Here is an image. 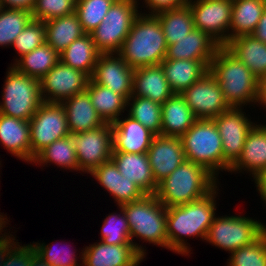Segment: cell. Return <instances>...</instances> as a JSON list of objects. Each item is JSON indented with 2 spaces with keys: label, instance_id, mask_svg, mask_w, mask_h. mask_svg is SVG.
I'll list each match as a JSON object with an SVG mask.
<instances>
[{
  "label": "cell",
  "instance_id": "9c48e42d",
  "mask_svg": "<svg viewBox=\"0 0 266 266\" xmlns=\"http://www.w3.org/2000/svg\"><path fill=\"white\" fill-rule=\"evenodd\" d=\"M138 0H116L98 27L90 33L100 53H118L139 11Z\"/></svg>",
  "mask_w": 266,
  "mask_h": 266
},
{
  "label": "cell",
  "instance_id": "e575fe53",
  "mask_svg": "<svg viewBox=\"0 0 266 266\" xmlns=\"http://www.w3.org/2000/svg\"><path fill=\"white\" fill-rule=\"evenodd\" d=\"M99 55L91 35L84 34L60 53V61L91 77Z\"/></svg>",
  "mask_w": 266,
  "mask_h": 266
},
{
  "label": "cell",
  "instance_id": "f1b7e54d",
  "mask_svg": "<svg viewBox=\"0 0 266 266\" xmlns=\"http://www.w3.org/2000/svg\"><path fill=\"white\" fill-rule=\"evenodd\" d=\"M160 65L174 94H181L209 71V68L198 60L164 59Z\"/></svg>",
  "mask_w": 266,
  "mask_h": 266
},
{
  "label": "cell",
  "instance_id": "44dd1931",
  "mask_svg": "<svg viewBox=\"0 0 266 266\" xmlns=\"http://www.w3.org/2000/svg\"><path fill=\"white\" fill-rule=\"evenodd\" d=\"M257 122L247 134L242 154L230 168L231 174H249L251 179L261 171L266 170V120Z\"/></svg>",
  "mask_w": 266,
  "mask_h": 266
},
{
  "label": "cell",
  "instance_id": "d6986e66",
  "mask_svg": "<svg viewBox=\"0 0 266 266\" xmlns=\"http://www.w3.org/2000/svg\"><path fill=\"white\" fill-rule=\"evenodd\" d=\"M155 136L140 122L124 113L112 123V152L147 153Z\"/></svg>",
  "mask_w": 266,
  "mask_h": 266
},
{
  "label": "cell",
  "instance_id": "30bf717a",
  "mask_svg": "<svg viewBox=\"0 0 266 266\" xmlns=\"http://www.w3.org/2000/svg\"><path fill=\"white\" fill-rule=\"evenodd\" d=\"M31 163L54 141L70 135L65 108L61 103L42 102L29 120Z\"/></svg>",
  "mask_w": 266,
  "mask_h": 266
},
{
  "label": "cell",
  "instance_id": "7402d4cb",
  "mask_svg": "<svg viewBox=\"0 0 266 266\" xmlns=\"http://www.w3.org/2000/svg\"><path fill=\"white\" fill-rule=\"evenodd\" d=\"M219 47L207 33L194 28L187 36L167 47L165 59L198 60L209 68Z\"/></svg>",
  "mask_w": 266,
  "mask_h": 266
},
{
  "label": "cell",
  "instance_id": "60d3db41",
  "mask_svg": "<svg viewBox=\"0 0 266 266\" xmlns=\"http://www.w3.org/2000/svg\"><path fill=\"white\" fill-rule=\"evenodd\" d=\"M116 0H77L75 13L86 34L93 32Z\"/></svg>",
  "mask_w": 266,
  "mask_h": 266
},
{
  "label": "cell",
  "instance_id": "8992f818",
  "mask_svg": "<svg viewBox=\"0 0 266 266\" xmlns=\"http://www.w3.org/2000/svg\"><path fill=\"white\" fill-rule=\"evenodd\" d=\"M185 160L205 167L218 180L224 172L222 140L213 119H197L180 137Z\"/></svg>",
  "mask_w": 266,
  "mask_h": 266
},
{
  "label": "cell",
  "instance_id": "ab89813d",
  "mask_svg": "<svg viewBox=\"0 0 266 266\" xmlns=\"http://www.w3.org/2000/svg\"><path fill=\"white\" fill-rule=\"evenodd\" d=\"M107 214L100 230V240L108 245H133L130 239V228L122 206ZM117 211H119L117 213Z\"/></svg>",
  "mask_w": 266,
  "mask_h": 266
},
{
  "label": "cell",
  "instance_id": "681fc988",
  "mask_svg": "<svg viewBox=\"0 0 266 266\" xmlns=\"http://www.w3.org/2000/svg\"><path fill=\"white\" fill-rule=\"evenodd\" d=\"M252 179L257 190L256 192L260 196L262 206L264 204V209L266 206V170L256 174Z\"/></svg>",
  "mask_w": 266,
  "mask_h": 266
},
{
  "label": "cell",
  "instance_id": "ffe728a7",
  "mask_svg": "<svg viewBox=\"0 0 266 266\" xmlns=\"http://www.w3.org/2000/svg\"><path fill=\"white\" fill-rule=\"evenodd\" d=\"M145 259L134 245H108L97 241L83 248L82 266H140Z\"/></svg>",
  "mask_w": 266,
  "mask_h": 266
},
{
  "label": "cell",
  "instance_id": "c3c4849f",
  "mask_svg": "<svg viewBox=\"0 0 266 266\" xmlns=\"http://www.w3.org/2000/svg\"><path fill=\"white\" fill-rule=\"evenodd\" d=\"M36 0H0L2 8L32 11Z\"/></svg>",
  "mask_w": 266,
  "mask_h": 266
},
{
  "label": "cell",
  "instance_id": "f6af8a7d",
  "mask_svg": "<svg viewBox=\"0 0 266 266\" xmlns=\"http://www.w3.org/2000/svg\"><path fill=\"white\" fill-rule=\"evenodd\" d=\"M36 253L31 242L21 244L16 238L0 249V266H31V259Z\"/></svg>",
  "mask_w": 266,
  "mask_h": 266
},
{
  "label": "cell",
  "instance_id": "f35d334b",
  "mask_svg": "<svg viewBox=\"0 0 266 266\" xmlns=\"http://www.w3.org/2000/svg\"><path fill=\"white\" fill-rule=\"evenodd\" d=\"M31 20L30 11L2 8L0 11V47L11 48L17 36Z\"/></svg>",
  "mask_w": 266,
  "mask_h": 266
},
{
  "label": "cell",
  "instance_id": "b9f144b4",
  "mask_svg": "<svg viewBox=\"0 0 266 266\" xmlns=\"http://www.w3.org/2000/svg\"><path fill=\"white\" fill-rule=\"evenodd\" d=\"M226 266H266V232L250 245L234 250Z\"/></svg>",
  "mask_w": 266,
  "mask_h": 266
},
{
  "label": "cell",
  "instance_id": "4316f807",
  "mask_svg": "<svg viewBox=\"0 0 266 266\" xmlns=\"http://www.w3.org/2000/svg\"><path fill=\"white\" fill-rule=\"evenodd\" d=\"M224 47L257 77L266 75V43L253 35L230 39Z\"/></svg>",
  "mask_w": 266,
  "mask_h": 266
},
{
  "label": "cell",
  "instance_id": "836d02e7",
  "mask_svg": "<svg viewBox=\"0 0 266 266\" xmlns=\"http://www.w3.org/2000/svg\"><path fill=\"white\" fill-rule=\"evenodd\" d=\"M33 166L49 167L54 164L60 169L79 173L77 154L70 136L58 139L41 150L33 159ZM49 165V166H48Z\"/></svg>",
  "mask_w": 266,
  "mask_h": 266
},
{
  "label": "cell",
  "instance_id": "484cf974",
  "mask_svg": "<svg viewBox=\"0 0 266 266\" xmlns=\"http://www.w3.org/2000/svg\"><path fill=\"white\" fill-rule=\"evenodd\" d=\"M61 104L65 108L70 133L93 130L105 124L86 91L66 99Z\"/></svg>",
  "mask_w": 266,
  "mask_h": 266
},
{
  "label": "cell",
  "instance_id": "d590c367",
  "mask_svg": "<svg viewBox=\"0 0 266 266\" xmlns=\"http://www.w3.org/2000/svg\"><path fill=\"white\" fill-rule=\"evenodd\" d=\"M155 16L161 24L168 46L187 36L195 28L193 14L188 4L159 12Z\"/></svg>",
  "mask_w": 266,
  "mask_h": 266
},
{
  "label": "cell",
  "instance_id": "277c9868",
  "mask_svg": "<svg viewBox=\"0 0 266 266\" xmlns=\"http://www.w3.org/2000/svg\"><path fill=\"white\" fill-rule=\"evenodd\" d=\"M122 208L129 224L131 243L144 258L148 254L144 242L168 249L166 207L155 194H146L138 201L122 205ZM135 239H139V243Z\"/></svg>",
  "mask_w": 266,
  "mask_h": 266
},
{
  "label": "cell",
  "instance_id": "7dc6e473",
  "mask_svg": "<svg viewBox=\"0 0 266 266\" xmlns=\"http://www.w3.org/2000/svg\"><path fill=\"white\" fill-rule=\"evenodd\" d=\"M6 214L7 213L4 214L0 212V249L8 246L16 238V235L14 236L12 233H10V231H7L8 230L7 225L10 222V217L8 220V217Z\"/></svg>",
  "mask_w": 266,
  "mask_h": 266
},
{
  "label": "cell",
  "instance_id": "ee69618b",
  "mask_svg": "<svg viewBox=\"0 0 266 266\" xmlns=\"http://www.w3.org/2000/svg\"><path fill=\"white\" fill-rule=\"evenodd\" d=\"M77 0H36L32 13L33 20L48 21L75 13Z\"/></svg>",
  "mask_w": 266,
  "mask_h": 266
},
{
  "label": "cell",
  "instance_id": "7bdbcfd3",
  "mask_svg": "<svg viewBox=\"0 0 266 266\" xmlns=\"http://www.w3.org/2000/svg\"><path fill=\"white\" fill-rule=\"evenodd\" d=\"M45 23L40 20H31L17 36L11 47L15 49L17 57L30 53L46 42Z\"/></svg>",
  "mask_w": 266,
  "mask_h": 266
},
{
  "label": "cell",
  "instance_id": "5b68a950",
  "mask_svg": "<svg viewBox=\"0 0 266 266\" xmlns=\"http://www.w3.org/2000/svg\"><path fill=\"white\" fill-rule=\"evenodd\" d=\"M219 183L205 167L185 160L158 184L155 195L168 208L201 199Z\"/></svg>",
  "mask_w": 266,
  "mask_h": 266
},
{
  "label": "cell",
  "instance_id": "816d5d0a",
  "mask_svg": "<svg viewBox=\"0 0 266 266\" xmlns=\"http://www.w3.org/2000/svg\"><path fill=\"white\" fill-rule=\"evenodd\" d=\"M258 40L262 41L263 43H266V8L254 30V32L251 34Z\"/></svg>",
  "mask_w": 266,
  "mask_h": 266
},
{
  "label": "cell",
  "instance_id": "1f68e13d",
  "mask_svg": "<svg viewBox=\"0 0 266 266\" xmlns=\"http://www.w3.org/2000/svg\"><path fill=\"white\" fill-rule=\"evenodd\" d=\"M46 43L59 54L86 34L76 13L44 21Z\"/></svg>",
  "mask_w": 266,
  "mask_h": 266
},
{
  "label": "cell",
  "instance_id": "4dcf8cb0",
  "mask_svg": "<svg viewBox=\"0 0 266 266\" xmlns=\"http://www.w3.org/2000/svg\"><path fill=\"white\" fill-rule=\"evenodd\" d=\"M265 8V0H232L229 40L242 35H251Z\"/></svg>",
  "mask_w": 266,
  "mask_h": 266
},
{
  "label": "cell",
  "instance_id": "74e56055",
  "mask_svg": "<svg viewBox=\"0 0 266 266\" xmlns=\"http://www.w3.org/2000/svg\"><path fill=\"white\" fill-rule=\"evenodd\" d=\"M57 241L58 240L54 242L55 245L53 242L46 244L43 241L42 242L33 241L32 246L35 248L36 254L51 266H82L83 248L82 250L79 251V256H78V254L76 253L78 250L73 249V247L70 246L68 242L65 243L64 241L63 243L60 242L59 244ZM66 244H68L67 247ZM57 245L58 246L61 245V247L60 246L58 247ZM71 249H73L74 251L73 250L71 251Z\"/></svg>",
  "mask_w": 266,
  "mask_h": 266
},
{
  "label": "cell",
  "instance_id": "5bb4252c",
  "mask_svg": "<svg viewBox=\"0 0 266 266\" xmlns=\"http://www.w3.org/2000/svg\"><path fill=\"white\" fill-rule=\"evenodd\" d=\"M180 95L197 119H213L230 108L210 71Z\"/></svg>",
  "mask_w": 266,
  "mask_h": 266
},
{
  "label": "cell",
  "instance_id": "7c38bea8",
  "mask_svg": "<svg viewBox=\"0 0 266 266\" xmlns=\"http://www.w3.org/2000/svg\"><path fill=\"white\" fill-rule=\"evenodd\" d=\"M77 154L79 173L90 174L95 168L111 160L112 124L104 125L85 132L70 133Z\"/></svg>",
  "mask_w": 266,
  "mask_h": 266
},
{
  "label": "cell",
  "instance_id": "cb8c5ba5",
  "mask_svg": "<svg viewBox=\"0 0 266 266\" xmlns=\"http://www.w3.org/2000/svg\"><path fill=\"white\" fill-rule=\"evenodd\" d=\"M111 160L119 172L136 183L146 194H155L158 184L152 174L147 153L112 152Z\"/></svg>",
  "mask_w": 266,
  "mask_h": 266
},
{
  "label": "cell",
  "instance_id": "3957f363",
  "mask_svg": "<svg viewBox=\"0 0 266 266\" xmlns=\"http://www.w3.org/2000/svg\"><path fill=\"white\" fill-rule=\"evenodd\" d=\"M209 71L219 83L230 107L246 108L249 105L255 109L258 78L224 46L217 49Z\"/></svg>",
  "mask_w": 266,
  "mask_h": 266
},
{
  "label": "cell",
  "instance_id": "e0dca14e",
  "mask_svg": "<svg viewBox=\"0 0 266 266\" xmlns=\"http://www.w3.org/2000/svg\"><path fill=\"white\" fill-rule=\"evenodd\" d=\"M147 156L155 182L159 184L185 161L181 138L156 135Z\"/></svg>",
  "mask_w": 266,
  "mask_h": 266
},
{
  "label": "cell",
  "instance_id": "ac0fdd59",
  "mask_svg": "<svg viewBox=\"0 0 266 266\" xmlns=\"http://www.w3.org/2000/svg\"><path fill=\"white\" fill-rule=\"evenodd\" d=\"M108 192L117 206L142 199L146 193L133 181L124 178L112 160L102 163L90 175Z\"/></svg>",
  "mask_w": 266,
  "mask_h": 266
},
{
  "label": "cell",
  "instance_id": "f546056e",
  "mask_svg": "<svg viewBox=\"0 0 266 266\" xmlns=\"http://www.w3.org/2000/svg\"><path fill=\"white\" fill-rule=\"evenodd\" d=\"M95 110L105 123L112 124L127 112V99L109 88L94 83L91 79L85 90Z\"/></svg>",
  "mask_w": 266,
  "mask_h": 266
},
{
  "label": "cell",
  "instance_id": "603a6c76",
  "mask_svg": "<svg viewBox=\"0 0 266 266\" xmlns=\"http://www.w3.org/2000/svg\"><path fill=\"white\" fill-rule=\"evenodd\" d=\"M0 145L11 156L31 164L29 121L0 113Z\"/></svg>",
  "mask_w": 266,
  "mask_h": 266
},
{
  "label": "cell",
  "instance_id": "6da1fadb",
  "mask_svg": "<svg viewBox=\"0 0 266 266\" xmlns=\"http://www.w3.org/2000/svg\"><path fill=\"white\" fill-rule=\"evenodd\" d=\"M219 185L201 199L166 208L168 250L190 257L192 248L186 238H200L205 242L209 227L218 214Z\"/></svg>",
  "mask_w": 266,
  "mask_h": 266
},
{
  "label": "cell",
  "instance_id": "2e32d148",
  "mask_svg": "<svg viewBox=\"0 0 266 266\" xmlns=\"http://www.w3.org/2000/svg\"><path fill=\"white\" fill-rule=\"evenodd\" d=\"M134 69L118 53H100L90 79L127 100L132 96Z\"/></svg>",
  "mask_w": 266,
  "mask_h": 266
},
{
  "label": "cell",
  "instance_id": "8fae6325",
  "mask_svg": "<svg viewBox=\"0 0 266 266\" xmlns=\"http://www.w3.org/2000/svg\"><path fill=\"white\" fill-rule=\"evenodd\" d=\"M245 111L244 108L230 107L213 118L222 140L225 173H229L240 158L247 134L256 123Z\"/></svg>",
  "mask_w": 266,
  "mask_h": 266
},
{
  "label": "cell",
  "instance_id": "bcb514c9",
  "mask_svg": "<svg viewBox=\"0 0 266 266\" xmlns=\"http://www.w3.org/2000/svg\"><path fill=\"white\" fill-rule=\"evenodd\" d=\"M139 2V11L140 13L147 14L148 15H156L159 12L166 11V10H171V9H176L182 6H185L188 4L189 0H138ZM143 4L140 6V4ZM143 6V7H142ZM146 8L148 12L144 9L143 12L142 9Z\"/></svg>",
  "mask_w": 266,
  "mask_h": 266
},
{
  "label": "cell",
  "instance_id": "52a82bcc",
  "mask_svg": "<svg viewBox=\"0 0 266 266\" xmlns=\"http://www.w3.org/2000/svg\"><path fill=\"white\" fill-rule=\"evenodd\" d=\"M2 87L1 114L29 121L43 102L40 80L20 73L12 65Z\"/></svg>",
  "mask_w": 266,
  "mask_h": 266
},
{
  "label": "cell",
  "instance_id": "4fadbf2b",
  "mask_svg": "<svg viewBox=\"0 0 266 266\" xmlns=\"http://www.w3.org/2000/svg\"><path fill=\"white\" fill-rule=\"evenodd\" d=\"M194 27L207 33L220 46L229 41L232 0H189Z\"/></svg>",
  "mask_w": 266,
  "mask_h": 266
},
{
  "label": "cell",
  "instance_id": "d6a6232c",
  "mask_svg": "<svg viewBox=\"0 0 266 266\" xmlns=\"http://www.w3.org/2000/svg\"><path fill=\"white\" fill-rule=\"evenodd\" d=\"M12 65L17 71L41 80L59 61L60 54L46 42L20 58L15 56Z\"/></svg>",
  "mask_w": 266,
  "mask_h": 266
},
{
  "label": "cell",
  "instance_id": "f5cc1de1",
  "mask_svg": "<svg viewBox=\"0 0 266 266\" xmlns=\"http://www.w3.org/2000/svg\"><path fill=\"white\" fill-rule=\"evenodd\" d=\"M31 266H51V265L46 263L40 256H38L35 253L31 259Z\"/></svg>",
  "mask_w": 266,
  "mask_h": 266
},
{
  "label": "cell",
  "instance_id": "d4e9b609",
  "mask_svg": "<svg viewBox=\"0 0 266 266\" xmlns=\"http://www.w3.org/2000/svg\"><path fill=\"white\" fill-rule=\"evenodd\" d=\"M173 94L161 65L134 69L132 96L148 98L162 105Z\"/></svg>",
  "mask_w": 266,
  "mask_h": 266
},
{
  "label": "cell",
  "instance_id": "9a60e30c",
  "mask_svg": "<svg viewBox=\"0 0 266 266\" xmlns=\"http://www.w3.org/2000/svg\"><path fill=\"white\" fill-rule=\"evenodd\" d=\"M90 77L59 61L40 80L41 96L44 102L62 103L86 90Z\"/></svg>",
  "mask_w": 266,
  "mask_h": 266
},
{
  "label": "cell",
  "instance_id": "ba28073f",
  "mask_svg": "<svg viewBox=\"0 0 266 266\" xmlns=\"http://www.w3.org/2000/svg\"><path fill=\"white\" fill-rule=\"evenodd\" d=\"M266 232V224L248 215H216L210 225L205 243L222 249L228 254L254 243Z\"/></svg>",
  "mask_w": 266,
  "mask_h": 266
},
{
  "label": "cell",
  "instance_id": "8d00e7d4",
  "mask_svg": "<svg viewBox=\"0 0 266 266\" xmlns=\"http://www.w3.org/2000/svg\"><path fill=\"white\" fill-rule=\"evenodd\" d=\"M161 104L148 98L131 96L127 100V114L155 135H161Z\"/></svg>",
  "mask_w": 266,
  "mask_h": 266
},
{
  "label": "cell",
  "instance_id": "7a4b0ae2",
  "mask_svg": "<svg viewBox=\"0 0 266 266\" xmlns=\"http://www.w3.org/2000/svg\"><path fill=\"white\" fill-rule=\"evenodd\" d=\"M167 42L155 15L139 13L118 52L133 69L156 66L165 59Z\"/></svg>",
  "mask_w": 266,
  "mask_h": 266
},
{
  "label": "cell",
  "instance_id": "f907efd6",
  "mask_svg": "<svg viewBox=\"0 0 266 266\" xmlns=\"http://www.w3.org/2000/svg\"><path fill=\"white\" fill-rule=\"evenodd\" d=\"M255 106L263 107L262 109L266 111V75L258 78L257 84V99Z\"/></svg>",
  "mask_w": 266,
  "mask_h": 266
},
{
  "label": "cell",
  "instance_id": "83f0119b",
  "mask_svg": "<svg viewBox=\"0 0 266 266\" xmlns=\"http://www.w3.org/2000/svg\"><path fill=\"white\" fill-rule=\"evenodd\" d=\"M161 106L163 136L181 137L197 120L180 94H173Z\"/></svg>",
  "mask_w": 266,
  "mask_h": 266
}]
</instances>
